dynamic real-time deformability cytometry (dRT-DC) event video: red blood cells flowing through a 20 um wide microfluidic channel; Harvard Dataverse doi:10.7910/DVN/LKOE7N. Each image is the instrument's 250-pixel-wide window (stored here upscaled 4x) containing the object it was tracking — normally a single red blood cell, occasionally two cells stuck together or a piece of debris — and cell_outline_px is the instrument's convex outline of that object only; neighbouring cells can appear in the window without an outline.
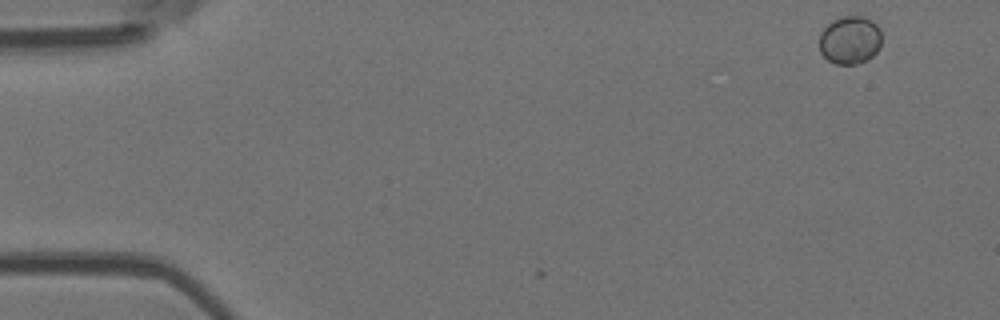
{"species": "Egyptian fruit bat (a non-hibernating species)", "species_latin": "Rousettus aegyptiacus", "temperature_condition": "room temperature", "stored_images_in_passage": 3, "camera_frame_rate_fps": 3000, "um_per_image_px": 0.085, "animal": {"sex": "female"}, "frame": {"image": 1, "passage_image": 3, "time_ms": 0.667, "image_size_px": [1000, 320], "cell_outline_px": [[880, 48], [868, 60], [856, 64], [836, 64], [828, 60], [820, 52], [820, 32], [832, 20], [844, 16], [864, 16], [872, 20], [880, 28]], "centroid_in_image_um": [72.25, 3.4], "position_along_channel_um": 12.8, "area_um2": 17.57}}